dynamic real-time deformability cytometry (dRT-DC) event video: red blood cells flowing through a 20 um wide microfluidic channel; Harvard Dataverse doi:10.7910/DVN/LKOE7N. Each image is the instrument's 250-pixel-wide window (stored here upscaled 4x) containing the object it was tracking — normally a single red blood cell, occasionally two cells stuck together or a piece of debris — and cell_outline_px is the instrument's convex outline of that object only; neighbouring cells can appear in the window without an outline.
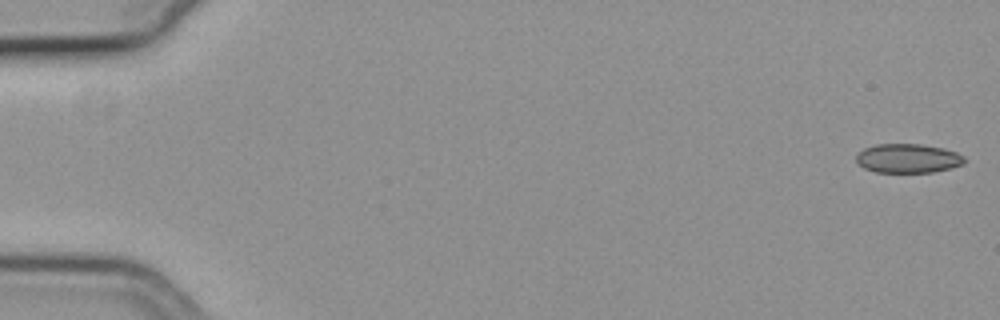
{"species": "common noctule bat (a hibernating species)", "species_latin": "Nyctalus noctula", "temperature_condition": "cold", "stored_images_in_passage": 52, "camera_frame_rate_fps": 3000, "um_per_image_px": 0.085, "animal": {"sex": "female", "body_mass_g": 19.3, "forearm_length_mm": 54.1}, "frame": {"image": 1, "passage_image": 1, "time_ms": 0.0, "image_size_px": [1000, 320], "cell_outline_px": [[968, 160], [964, 164], [952, 168], [932, 172], [876, 172], [864, 168], [856, 160], [856, 156], [864, 148], [876, 144], [920, 144], [944, 148], [956, 152], [964, 156]], "centroid_in_image_um": [77.23, 13.46], "position_along_channel_um": 7.8, "area_um2": 18.44}}
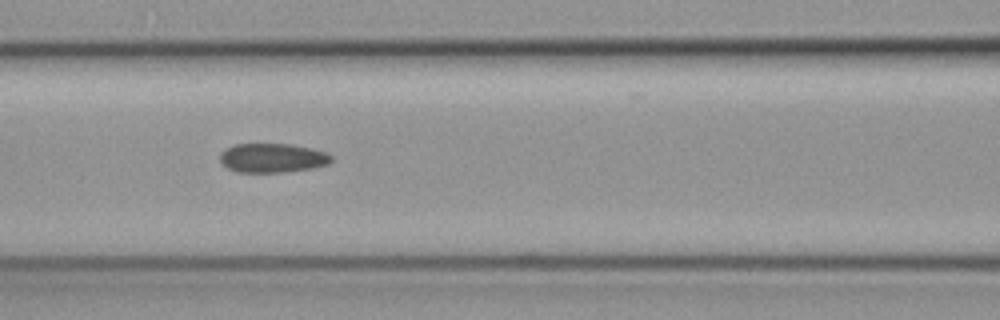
{"frame": {"image": 2, "passage_image": 25, "time_ms": 8.0, "image_size_px": [1000, 320], "cell_outline_px": [[332, 160], [328, 164], [312, 168], [284, 172], [236, 172], [220, 164], [220, 152], [236, 144], [292, 144], [312, 148], [324, 152], [332, 156]], "centroid_in_image_um": [23.14, 13.43], "position_along_channel_um": 143.5, "area_um2": 18.96}}
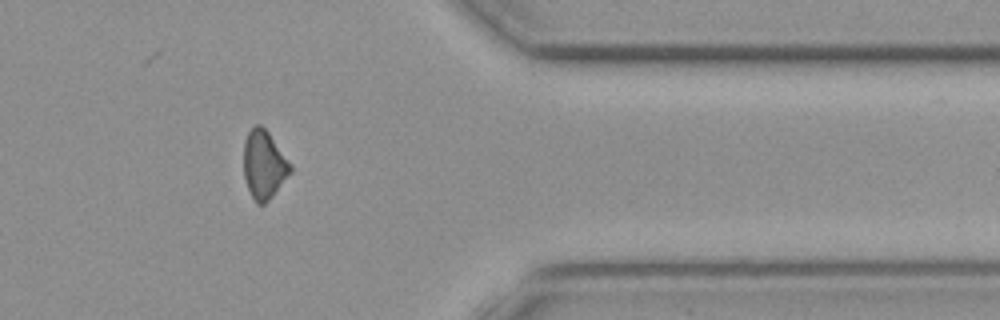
{"frame": {"image": 3, "passage_image": 46, "time_ms": 15.0, "image_size_px": [1000, 320], "cell_outline_px": [[292, 172], [272, 196], [264, 204], [256, 204], [248, 188], [244, 176], [244, 140], [248, 132], [256, 124], [260, 124], [268, 132], [292, 164]], "centroid_in_image_um": [22.44, 13.99], "position_along_channel_um": 389.0, "area_um2": 18.55}, "authors_computed_cell_mechanics": {"area_um2": 19.2185, "velocity_mm_per_s": 3.7514, "shape_relaxation_time_tau1_ms": null, "shape_relaxation_time_tau2_ms": 4.9331, "deformation_change_tau1": null, "deformation_change_tau2": 0.1072}}